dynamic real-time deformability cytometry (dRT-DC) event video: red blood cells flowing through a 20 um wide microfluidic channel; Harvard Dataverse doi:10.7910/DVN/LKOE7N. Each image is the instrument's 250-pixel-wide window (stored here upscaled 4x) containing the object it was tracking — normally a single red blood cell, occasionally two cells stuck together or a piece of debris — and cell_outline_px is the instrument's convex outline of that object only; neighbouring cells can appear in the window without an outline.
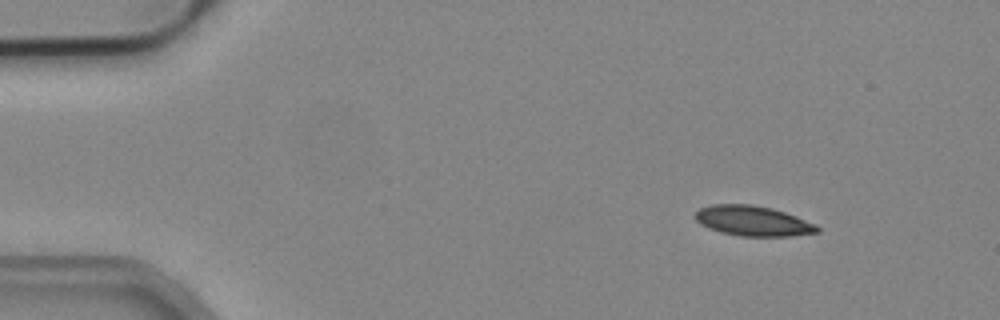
{"species": "common noctule bat (a hibernating species)", "species_latin": "Nyctalus noctula", "temperature_condition": "cold", "stored_images_in_passage": 7, "camera_frame_rate_fps": 3000, "um_per_image_px": 0.085, "animal": {"sex": "male", "body_mass_g": 19.2, "forearm_length_mm": 51.8}, "frame": {"image": 1, "passage_image": 2, "time_ms": 0.333, "image_size_px": [1000, 320], "cell_outline_px": [[820, 232], [792, 236], [740, 236], [720, 232], [708, 228], [700, 224], [696, 220], [696, 212], [700, 208], [712, 204], [752, 204], [772, 208], [796, 216], [816, 224], [820, 228]], "centroid_in_image_um": [64.01, 18.78], "position_along_channel_um": 21.0, "area_um2": 21.5}}
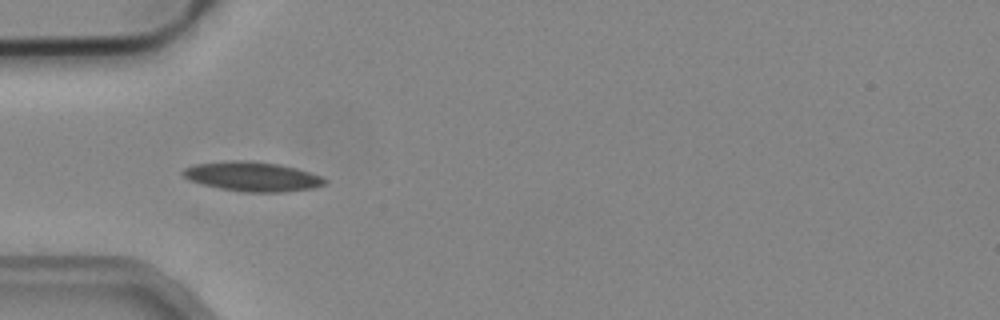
{"frame": {"image": 2, "passage_image": 5, "time_ms": 1.333, "image_size_px": [1000, 320], "cell_outline_px": [[328, 180], [324, 184], [312, 188], [280, 192], [244, 192], [220, 188], [204, 184], [192, 180], [184, 176], [180, 172], [184, 168], [196, 164], [228, 160], [252, 160], [280, 164], [296, 168], [320, 176]], "centroid_in_image_um": [21.45, 14.99], "position_along_channel_um": 63.6, "area_um2": 24.22}}